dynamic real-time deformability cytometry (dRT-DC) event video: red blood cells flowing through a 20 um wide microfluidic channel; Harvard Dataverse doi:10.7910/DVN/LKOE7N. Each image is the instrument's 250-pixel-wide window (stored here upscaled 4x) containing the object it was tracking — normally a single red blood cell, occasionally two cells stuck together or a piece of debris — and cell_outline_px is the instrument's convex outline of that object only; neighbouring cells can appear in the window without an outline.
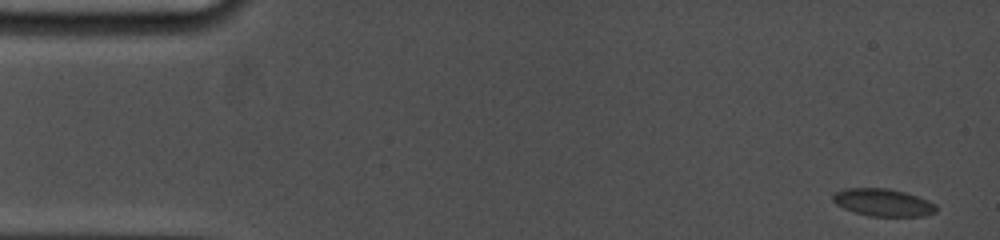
{"species": "common noctule bat (a hibernating species)", "species_latin": "Nyctalus noctula", "temperature_condition": "cold", "stored_images_in_passage": 7, "camera_frame_rate_fps": 5000, "um_per_image_px": 0.085, "animal": {"sex": "female", "body_mass_g": 19.0, "forearm_length_mm": 53.3}, "frame": {"image": 1, "passage_image": 1, "time_ms": 0.0, "image_size_px": [1000, 240], "cell_outline_px": [[936, 212], [924, 216], [868, 216], [844, 208], [836, 204], [832, 200], [832, 196], [836, 192], [848, 188], [888, 188], [904, 192], [928, 200], [936, 204]], "centroid_in_image_um": [75.07, 17.21], "position_along_channel_um": 9.9, "area_um2": 16.42}}
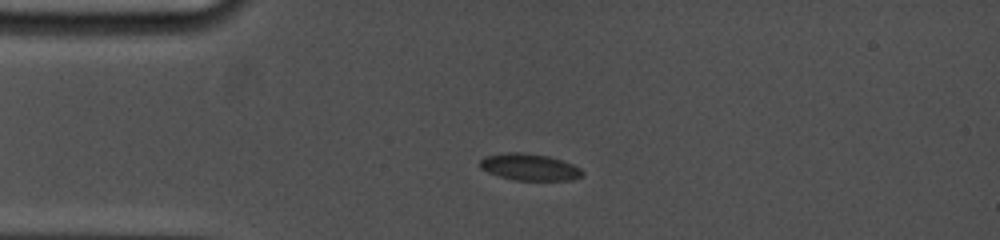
{"frame": {"image": 2, "passage_image": 6, "time_ms": 3.6, "image_size_px": [1000, 240], "cell_outline_px": [[584, 176], [572, 180], [512, 180], [488, 172], [480, 168], [480, 160], [484, 156], [508, 152], [520, 152], [548, 156], [572, 164], [580, 168], [584, 172]], "centroid_in_image_um": [45.01, 14.2], "position_along_channel_um": 40.0, "area_um2": 15.95}}